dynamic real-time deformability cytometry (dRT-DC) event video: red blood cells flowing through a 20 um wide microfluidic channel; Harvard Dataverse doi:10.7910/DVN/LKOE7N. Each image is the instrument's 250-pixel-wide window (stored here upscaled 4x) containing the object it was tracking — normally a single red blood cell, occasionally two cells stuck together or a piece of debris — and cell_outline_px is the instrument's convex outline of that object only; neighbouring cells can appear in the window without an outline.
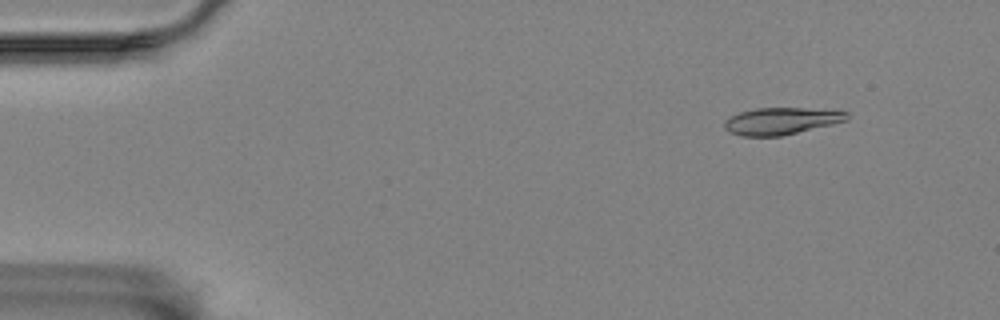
{"species": "Egyptian fruit bat (a non-hibernating species)", "species_latin": "Rousettus aegyptiacus", "temperature_condition": "room temperature", "stored_images_in_passage": 12, "camera_frame_rate_fps": 3000, "um_per_image_px": 0.085, "animal": {"sex": "female"}, "frame": {"image": 1, "passage_image": 3, "time_ms": 0.667, "image_size_px": [1000, 320], "cell_outline_px": [[848, 120], [832, 124], [780, 136], [740, 136], [728, 132], [724, 128], [724, 120], [728, 116], [740, 112], [756, 108], [804, 108], [848, 112]], "centroid_in_image_um": [66.33, 10.29], "position_along_channel_um": 18.7, "area_um2": 19.19}}